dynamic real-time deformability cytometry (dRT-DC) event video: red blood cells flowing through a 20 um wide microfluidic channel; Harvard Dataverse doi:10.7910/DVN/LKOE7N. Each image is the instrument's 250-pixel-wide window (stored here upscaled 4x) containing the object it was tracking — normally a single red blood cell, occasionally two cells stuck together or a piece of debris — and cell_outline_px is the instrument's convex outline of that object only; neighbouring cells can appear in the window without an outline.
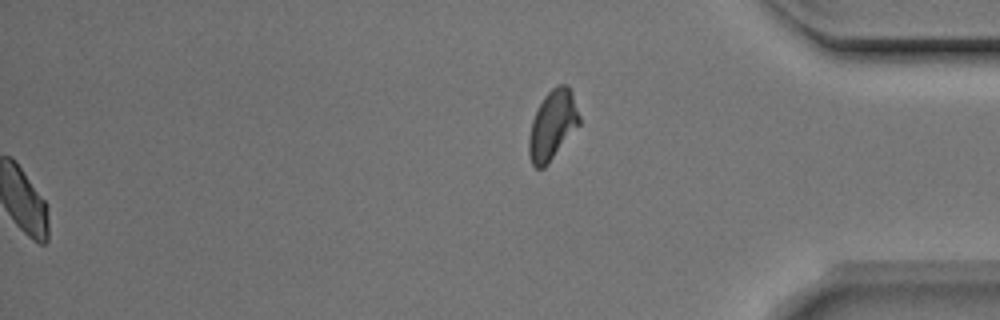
{"species": "Egyptian fruit bat (a non-hibernating species)", "species_latin": "Rousettus aegyptiacus", "temperature_condition": "room temperature", "stored_images_in_passage": 36, "segment_of_instrument_passage": [2, 2], "camera_frame_rate_fps": 3000, "um_per_image_px": 0.085, "animal": {"sex": "male"}, "frame": {"image": 1, "passage_image": 36, "time_ms": 11.667, "image_size_px": [1000, 320], "cell_outline_px": [[580, 124], [548, 164], [544, 168], [536, 168], [532, 164], [528, 152], [528, 136], [532, 120], [544, 96], [556, 84], [568, 84], [572, 92], [580, 116]], "centroid_in_image_um": [46.96, 10.62], "position_along_channel_um": 388.2, "area_um2": 20.46}}